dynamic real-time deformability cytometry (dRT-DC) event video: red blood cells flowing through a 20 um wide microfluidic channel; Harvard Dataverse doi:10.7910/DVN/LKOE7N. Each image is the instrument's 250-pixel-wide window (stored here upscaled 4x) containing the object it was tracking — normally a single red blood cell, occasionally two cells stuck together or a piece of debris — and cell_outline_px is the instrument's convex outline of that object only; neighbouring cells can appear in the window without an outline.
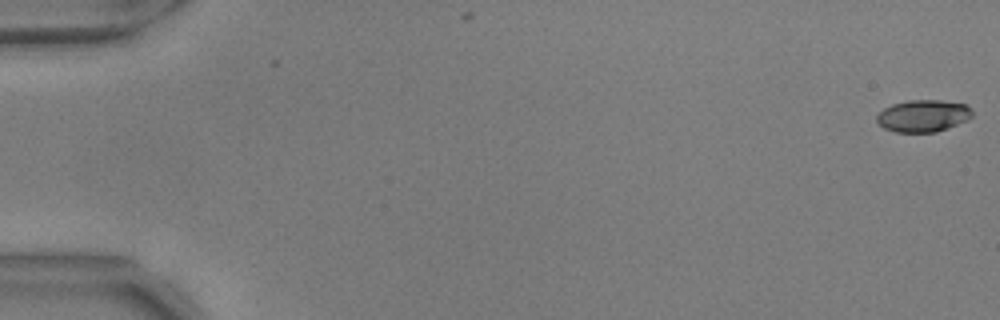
{"species": "common noctule bat (a hibernating species)", "species_latin": "Nyctalus noctula", "temperature_condition": "warm", "stored_images_in_passage": 56, "camera_frame_rate_fps": 3000, "um_per_image_px": 0.085, "animal": {"sex": "male", "body_mass_g": 17.9, "forearm_length_mm": 54.2}, "frame": {"image": 1, "passage_image": 1, "time_ms": 0.0, "image_size_px": [1000, 320], "cell_outline_px": [[972, 116], [968, 120], [936, 132], [896, 132], [884, 128], [876, 120], [876, 116], [884, 108], [892, 104], [908, 100], [940, 100], [964, 104], [972, 112]], "centroid_in_image_um": [78.44, 9.85], "position_along_channel_um": 6.6, "area_um2": 17.69}}
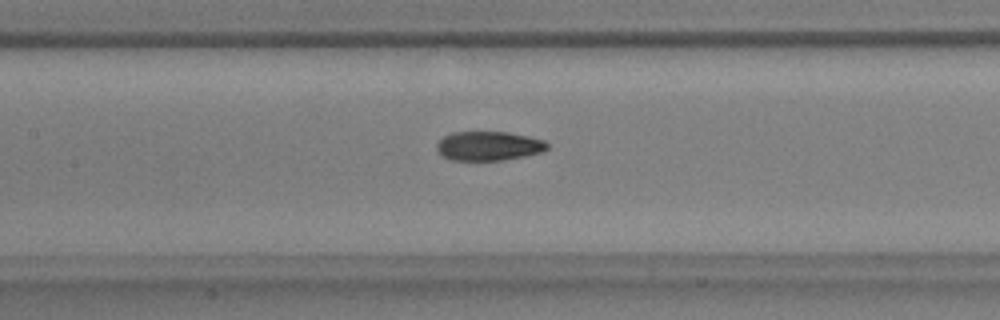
{"frame": {"image": 2, "passage_image": 27, "time_ms": 8.667, "image_size_px": [1000, 320], "cell_outline_px": [[548, 148], [540, 152], [524, 156], [500, 160], [452, 160], [440, 156], [436, 152], [436, 144], [444, 136], [452, 132], [508, 132], [528, 136], [544, 140], [548, 144]], "centroid_in_image_um": [41.48, 12.4], "position_along_channel_um": 165.9, "area_um2": 18.84}}
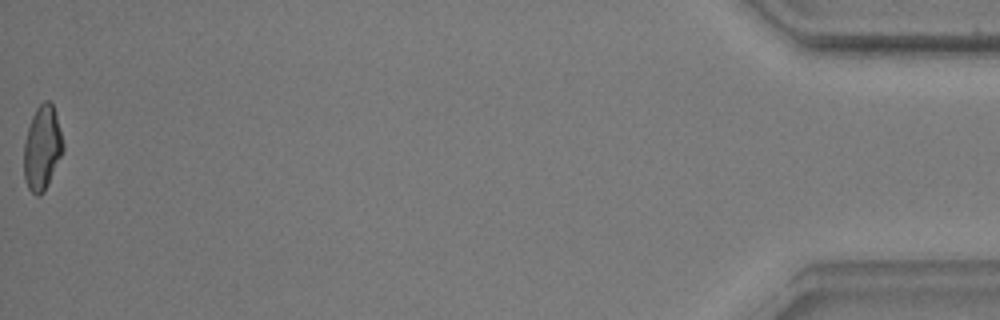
{"frame": {"image": 3, "passage_image": 56, "time_ms": 18.333, "image_size_px": [1000, 320], "cell_outline_px": [[64, 148], [48, 184], [44, 192], [40, 196], [36, 196], [28, 188], [24, 176], [24, 144], [28, 128], [32, 116], [36, 108], [44, 100], [48, 100], [52, 104], [56, 116], [64, 144]], "centroid_in_image_um": [3.58, 12.59], "position_along_channel_um": 431.6, "area_um2": 19.02}, "authors_computed_cell_mechanics": {"area_um2": 19.1896, "velocity_mm_per_s": 3.6957, "shape_relaxation_time_tau1_ms": 5.7344, "shape_relaxation_time_tau2_ms": 1.6893, "deformation_change_tau1": 0.2312, "deformation_change_tau2": 0.0825}}